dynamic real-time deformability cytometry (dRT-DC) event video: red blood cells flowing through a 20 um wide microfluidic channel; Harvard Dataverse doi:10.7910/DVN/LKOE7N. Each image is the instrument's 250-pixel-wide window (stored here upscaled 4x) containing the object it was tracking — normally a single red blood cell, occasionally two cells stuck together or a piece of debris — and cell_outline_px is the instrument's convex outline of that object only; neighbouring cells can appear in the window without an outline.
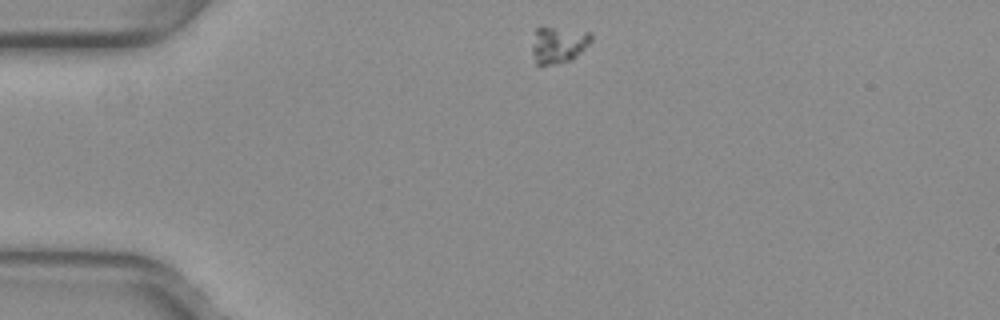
{"species": "common noctule bat (a hibernating species)", "species_latin": "Nyctalus noctula", "temperature_condition": "warm", "stored_images_in_passage": 43, "camera_frame_rate_fps": 3000, "um_per_image_px": 0.085, "animal": {"sex": "female", "body_mass_g": 29.2, "forearm_length_mm": 56.3}, "frame": {"image": 1, "passage_image": 1, "time_ms": 0.0, "image_size_px": [1000, 320], "cell_outline_px": [[592, 40], [572, 60], [552, 64], [536, 64], [532, 52], [532, 48], [536, 28], [552, 28], [592, 32]], "centroid_in_image_um": [47.47, 3.81], "position_along_channel_um": 37.5, "area_um2": 12.25}}
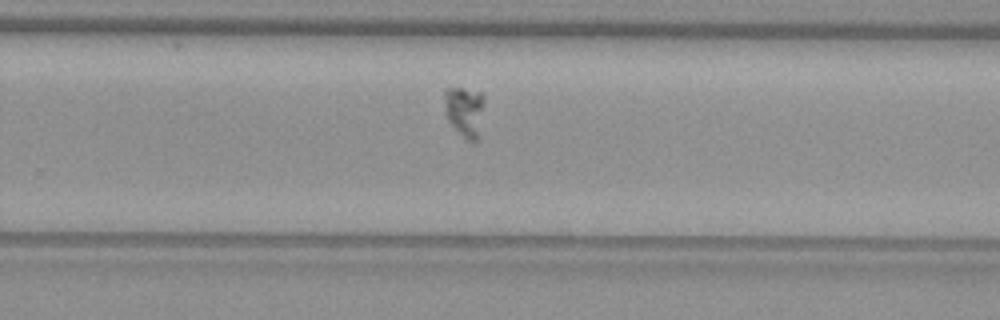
{"frame": {"image": 2, "passage_image": 24, "time_ms": 7.667, "image_size_px": [1000, 320], "cell_outline_px": [[484, 104], [476, 140], [468, 140], [448, 120], [444, 104], [444, 92], [448, 88], [464, 88], [484, 92]], "centroid_in_image_um": [39.5, 9.37], "position_along_channel_um": 290.3, "area_um2": 11.39}}
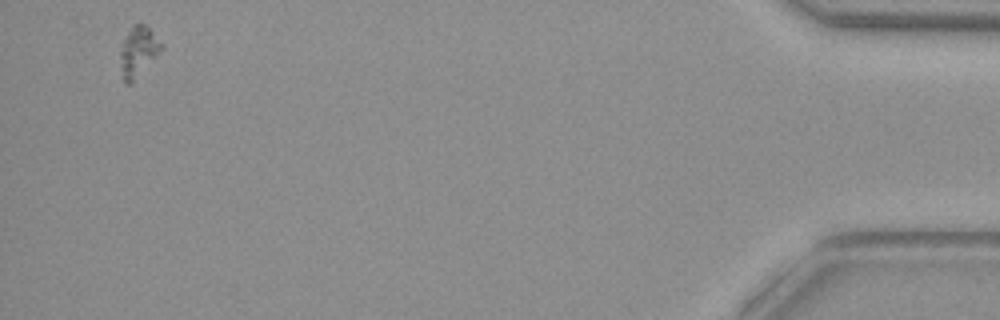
{"frame": {"image": 3, "passage_image": 41, "time_ms": 13.333, "image_size_px": [1000, 320], "cell_outline_px": [[164, 48], [132, 84], [124, 84], [120, 56], [120, 48], [132, 24], [144, 24], [164, 44]], "centroid_in_image_um": [11.77, 4.4], "position_along_channel_um": 423.4, "area_um2": 12.02}}